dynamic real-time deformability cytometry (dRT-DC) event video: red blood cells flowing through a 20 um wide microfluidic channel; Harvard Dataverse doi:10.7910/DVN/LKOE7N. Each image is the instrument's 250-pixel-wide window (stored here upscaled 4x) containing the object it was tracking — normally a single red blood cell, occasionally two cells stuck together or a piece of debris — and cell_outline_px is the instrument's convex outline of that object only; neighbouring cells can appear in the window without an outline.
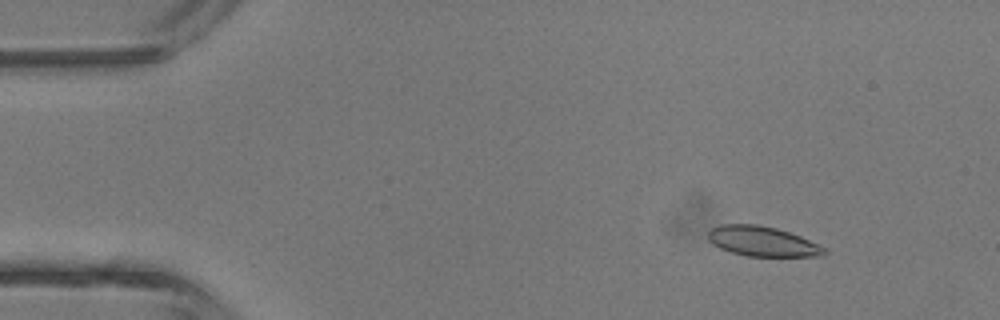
{"species": "common noctule bat (a hibernating species)", "species_latin": "Nyctalus noctula", "temperature_condition": "room temperature", "stored_images_in_passage": 4, "camera_frame_rate_fps": 3000, "um_per_image_px": 0.085, "animal": {"sex": "male", "body_mass_g": 13.3}, "frame": {"image": 1, "passage_image": 2, "time_ms": 1.0, "image_size_px": [1000, 320], "cell_outline_px": [[828, 252], [824, 256], [748, 256], [732, 252], [720, 248], [712, 244], [708, 240], [708, 232], [712, 228], [720, 224], [756, 224], [776, 228], [800, 236], [824, 248]], "centroid_in_image_um": [64.77, 20.51], "position_along_channel_um": 20.2, "area_um2": 20.11}}